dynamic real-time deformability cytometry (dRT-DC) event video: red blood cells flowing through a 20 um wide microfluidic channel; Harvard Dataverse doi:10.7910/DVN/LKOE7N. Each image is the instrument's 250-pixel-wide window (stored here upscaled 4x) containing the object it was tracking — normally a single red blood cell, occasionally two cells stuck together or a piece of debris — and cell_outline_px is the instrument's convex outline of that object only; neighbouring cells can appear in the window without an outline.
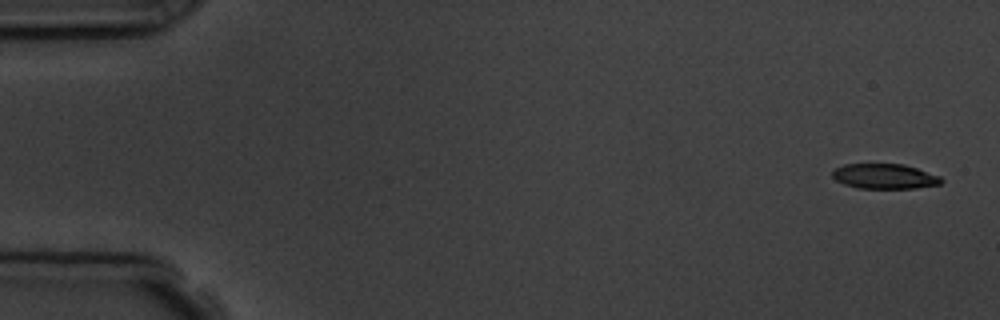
{"species": "common noctule bat (a hibernating species)", "species_latin": "Nyctalus noctula", "temperature_condition": "room temperature", "stored_images_in_passage": 5, "camera_frame_rate_fps": 3000, "um_per_image_px": 0.085, "animal": {"sex": "male", "body_mass_g": 19.5, "forearm_length_mm": 54.6}, "frame": {"image": 1, "passage_image": 1, "time_ms": 0.0, "image_size_px": [1000, 320], "cell_outline_px": [[944, 180], [940, 184], [916, 188], [856, 188], [844, 184], [836, 180], [832, 176], [832, 172], [836, 168], [844, 164], [904, 164], [940, 176]], "centroid_in_image_um": [75.19, 14.99], "position_along_channel_um": 9.8, "area_um2": 15.84}}
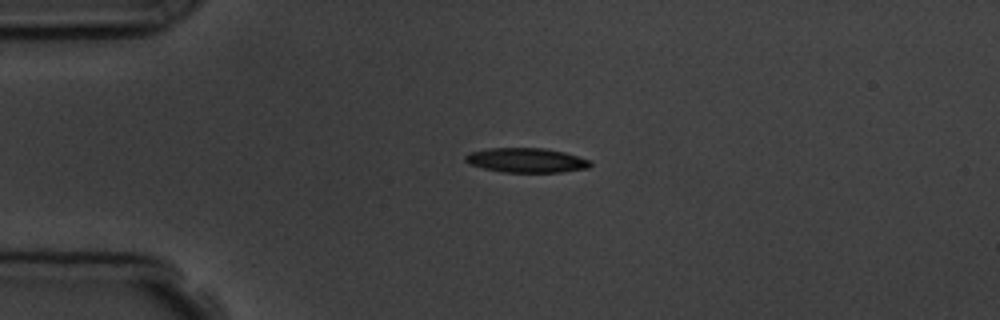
{"frame": {"image": 2, "passage_image": 4, "time_ms": 3.667, "image_size_px": [1000, 320], "cell_outline_px": [[592, 164], [588, 168], [564, 172], [504, 172], [484, 168], [468, 164], [464, 160], [464, 156], [468, 152], [488, 148], [544, 148], [564, 152], [588, 160]], "centroid_in_image_um": [44.69, 13.62], "position_along_channel_um": 40.3, "area_um2": 17.86}}